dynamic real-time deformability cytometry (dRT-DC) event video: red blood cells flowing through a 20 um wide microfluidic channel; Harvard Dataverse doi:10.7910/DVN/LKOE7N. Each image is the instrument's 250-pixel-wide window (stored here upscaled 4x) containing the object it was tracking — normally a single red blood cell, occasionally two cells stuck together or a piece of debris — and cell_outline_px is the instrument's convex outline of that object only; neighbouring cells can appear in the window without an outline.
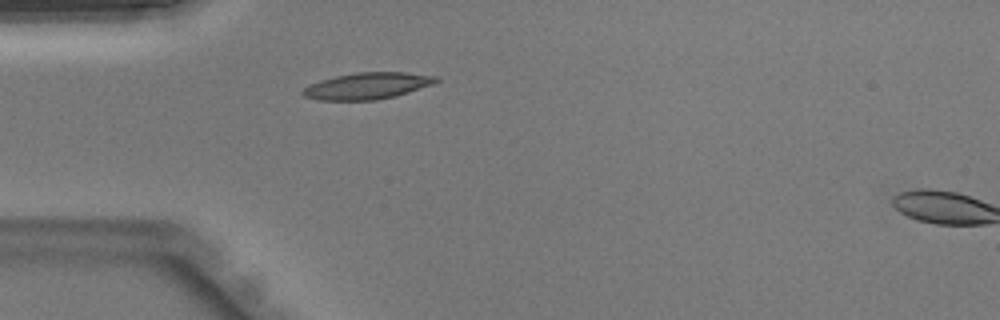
{"species": "Egyptian fruit bat (a non-hibernating species)", "species_latin": "Rousettus aegyptiacus", "temperature_condition": "warm", "stored_images_in_passage": 40, "camera_frame_rate_fps": 3000, "um_per_image_px": 0.085, "animal": {"sex": "male"}, "frame": {"image": 1, "passage_image": 9, "time_ms": 2.667, "image_size_px": [1000, 320], "cell_outline_px": [[440, 80], [432, 84], [396, 96], [376, 100], [320, 100], [304, 96], [300, 92], [304, 88], [320, 80], [336, 76], [356, 72], [408, 72], [440, 76]], "centroid_in_image_um": [31.26, 7.29], "position_along_channel_um": 53.7, "area_um2": 20.63}}
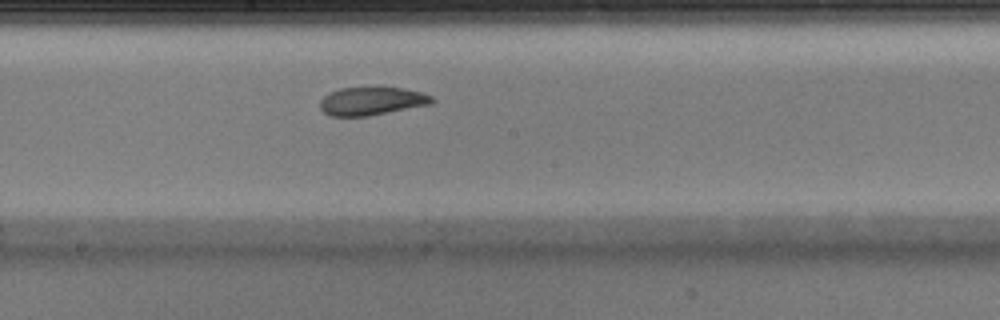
{"frame": {"image": 2, "passage_image": 20, "time_ms": 6.333, "image_size_px": [1000, 320], "cell_outline_px": [[436, 100], [432, 104], [368, 116], [328, 116], [320, 108], [320, 100], [328, 92], [340, 88], [400, 88], [420, 92], [432, 96]], "centroid_in_image_um": [31.58, 8.6], "position_along_channel_um": 216.6, "area_um2": 18.32}}
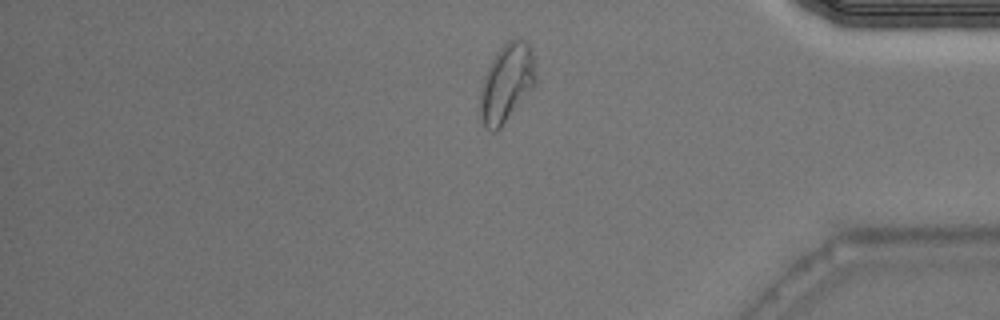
{"frame": {"image": 3, "passage_image": 33, "time_ms": 10.667, "image_size_px": [1000, 320], "cell_outline_px": [[536, 80], [500, 128], [496, 132], [492, 132], [480, 120], [480, 92], [484, 76], [496, 52], [508, 40], [524, 40], [528, 44], [532, 52]], "centroid_in_image_um": [43.02, 7.05], "position_along_channel_um": 392.2, "area_um2": 24.45}}